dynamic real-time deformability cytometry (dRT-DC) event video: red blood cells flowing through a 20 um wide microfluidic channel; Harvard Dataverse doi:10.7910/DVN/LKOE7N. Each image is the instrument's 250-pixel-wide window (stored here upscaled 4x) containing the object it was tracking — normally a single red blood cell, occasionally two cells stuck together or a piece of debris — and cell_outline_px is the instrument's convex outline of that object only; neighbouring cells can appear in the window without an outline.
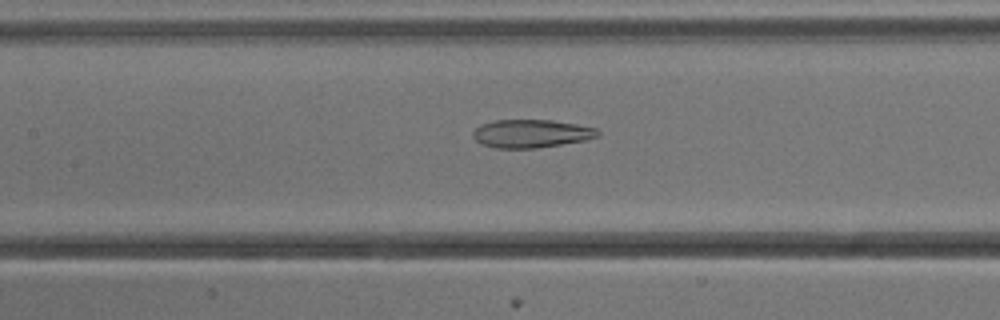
{"species": "common noctule bat (a hibernating species)", "species_latin": "Nyctalus noctula", "temperature_condition": "cold", "stored_images_in_passage": 53, "camera_frame_rate_fps": 3000, "um_per_image_px": 0.085, "animal": {"sex": "male", "body_mass_g": 13.3}, "frame": {"image": 1, "passage_image": 24, "time_ms": 7.667, "image_size_px": [1000, 320], "cell_outline_px": [[600, 136], [588, 140], [536, 148], [496, 148], [480, 144], [472, 136], [472, 132], [480, 124], [496, 120], [552, 120], [576, 124], [596, 128], [600, 132]], "centroid_in_image_um": [45.16, 11.36], "position_along_channel_um": 162.2, "area_um2": 20.63}}
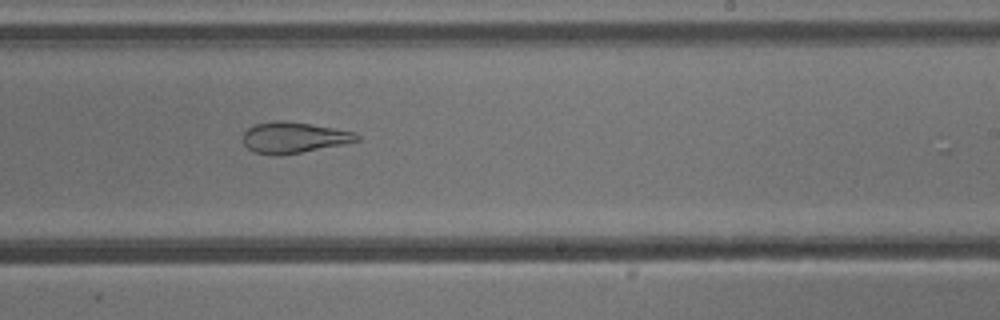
{"frame": {"image": 2, "passage_image": 32, "time_ms": 10.333, "image_size_px": [1000, 320], "cell_outline_px": [[360, 140], [300, 152], [276, 156], [256, 152], [248, 148], [244, 144], [244, 132], [248, 128], [256, 124], [276, 120], [284, 120], [356, 132], [360, 136]], "centroid_in_image_um": [24.95, 11.68], "position_along_channel_um": 264.0, "area_um2": 20.11}}
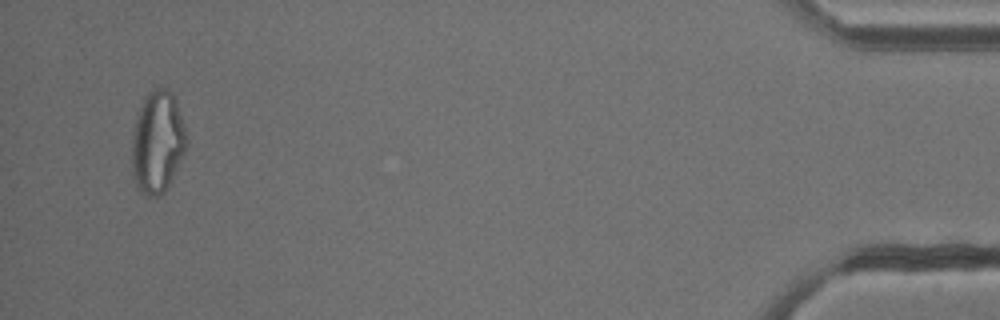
{"frame": {"image": 3, "passage_image": 51, "time_ms": 16.667, "image_size_px": [1000, 320], "cell_outline_px": [[188, 144], [164, 192], [156, 196], [144, 196], [136, 188], [132, 176], [132, 128], [136, 116], [144, 96], [152, 88], [168, 88], [172, 92], [176, 100], [184, 124], [188, 140]], "centroid_in_image_um": [13.36, 12.05], "position_along_channel_um": 421.8, "area_um2": 32.89}, "authors_computed_cell_mechanics": {"area_um2": 28.0908, "velocity_mm_per_s": 3.8279, "shape_relaxation_time_tau1_ms": 10.6096, "shape_relaxation_time_tau2_ms": 2.0198, "deformation_change_tau1": 0.2757, "deformation_change_tau2": 0.1045}}